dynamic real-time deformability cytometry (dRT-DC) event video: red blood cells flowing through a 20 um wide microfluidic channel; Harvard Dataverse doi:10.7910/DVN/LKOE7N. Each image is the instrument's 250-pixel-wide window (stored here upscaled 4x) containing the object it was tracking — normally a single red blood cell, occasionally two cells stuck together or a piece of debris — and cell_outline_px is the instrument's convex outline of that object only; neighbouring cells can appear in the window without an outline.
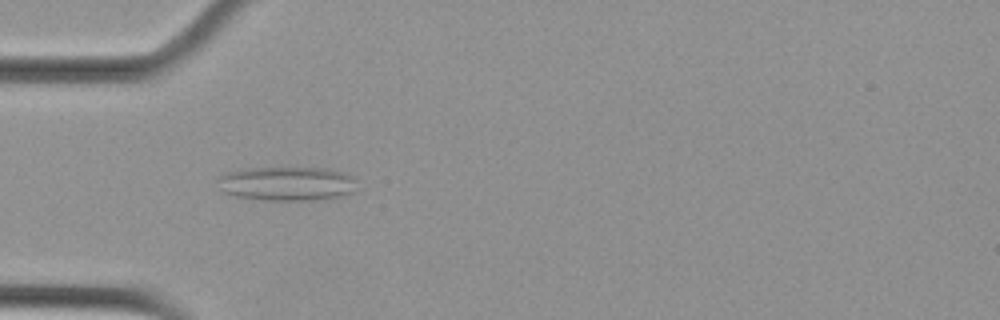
{"species": "Egyptian fruit bat (a non-hibernating species)", "species_latin": "Rousettus aegyptiacus", "temperature_condition": "cold", "stored_images_in_passage": 53, "camera_frame_rate_fps": 3000, "um_per_image_px": 0.085, "animal": {"sex": "female"}, "frame": {"image": 1, "passage_image": 16, "time_ms": 5.0, "image_size_px": [1000, 320], "cell_outline_px": [[356, 188], [352, 192], [340, 196], [312, 200], [272, 200], [236, 196], [220, 192], [220, 176], [228, 172], [248, 168], [328, 168], [344, 172], [352, 176], [356, 180]], "centroid_in_image_um": [24.42, 15.6], "position_along_channel_um": 60.6, "area_um2": 27.51}}
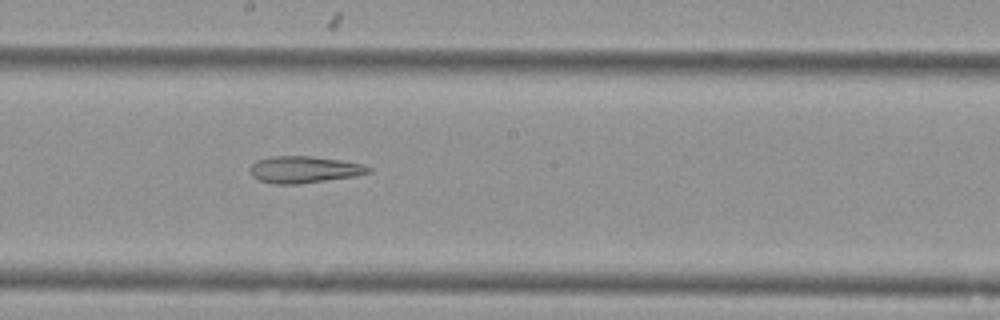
{"frame": {"image": 2, "passage_image": 29, "time_ms": 9.333, "image_size_px": [1000, 320], "cell_outline_px": [[372, 172], [352, 176], [300, 184], [272, 184], [260, 180], [252, 176], [248, 168], [256, 160], [272, 156], [312, 156], [340, 160], [364, 164], [372, 168]], "centroid_in_image_um": [25.83, 14.41], "position_along_channel_um": 222.4, "area_um2": 18.55}}
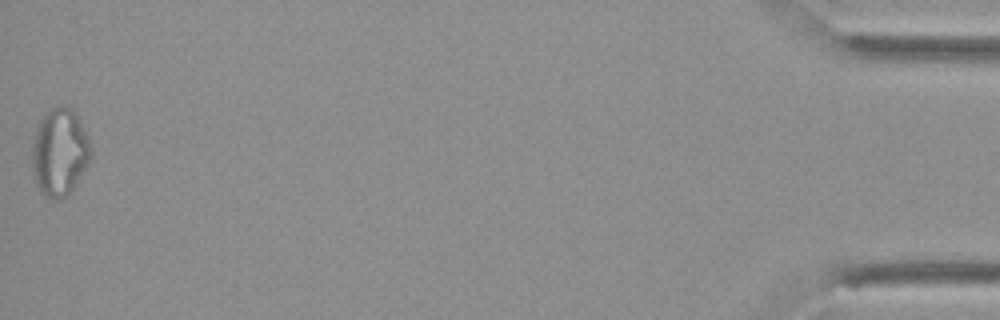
{"frame": {"image": 3, "passage_image": 53, "time_ms": 17.333, "image_size_px": [1000, 320], "cell_outline_px": [[92, 156], [72, 188], [60, 200], [52, 200], [44, 196], [40, 192], [36, 184], [32, 164], [32, 144], [40, 120], [48, 108], [56, 104], [60, 104], [72, 108], [92, 148]], "centroid_in_image_um": [5.04, 12.92], "position_along_channel_um": 430.2, "area_um2": 29.71}, "authors_computed_cell_mechanics": {"area_um2": 25.3742, "velocity_mm_per_s": 3.7968, "shape_relaxation_time_tau1_ms": null, "shape_relaxation_time_tau2_ms": 5.5267, "deformation_change_tau1": null, "deformation_change_tau2": 0.1572}}